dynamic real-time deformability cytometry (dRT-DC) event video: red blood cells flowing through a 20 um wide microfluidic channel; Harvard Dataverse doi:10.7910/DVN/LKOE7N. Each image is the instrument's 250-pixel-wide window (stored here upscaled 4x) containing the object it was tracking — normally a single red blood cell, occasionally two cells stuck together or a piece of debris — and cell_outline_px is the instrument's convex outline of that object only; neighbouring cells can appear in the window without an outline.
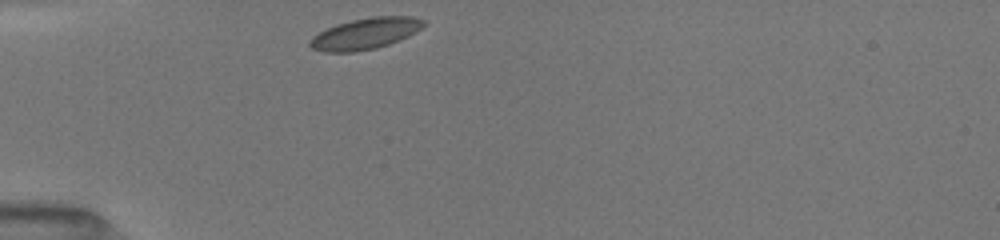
{"species": "common noctule bat (a hibernating species)", "species_latin": "Nyctalus noctula", "temperature_condition": "room temperature", "stored_images_in_passage": 30, "camera_frame_rate_fps": 3000, "um_per_image_px": 0.085, "animal": {"sex": "female", "body_mass_g": 19.5, "forearm_length_mm": 54.1}, "frame": {"image": 1, "passage_image": 1, "time_ms": 0.0, "image_size_px": [1000, 240], "cell_outline_px": [[428, 24], [408, 36], [388, 44], [376, 48], [352, 52], [324, 52], [312, 48], [308, 44], [308, 40], [312, 36], [336, 24], [352, 20], [372, 16], [412, 16], [428, 20]], "centroid_in_image_um": [31.08, 2.84], "position_along_channel_um": 53.9, "area_um2": 20.81}}
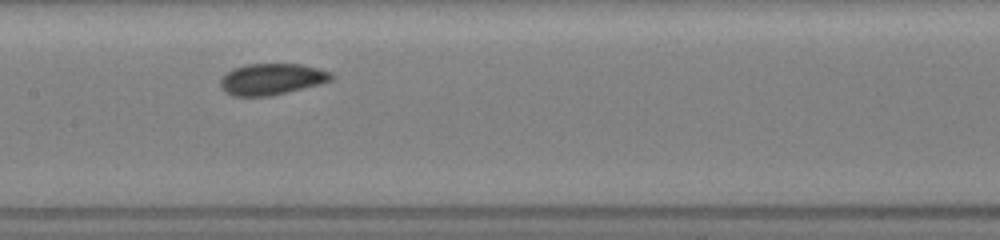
{"frame": {"image": 2, "passage_image": 12, "time_ms": 3.667, "image_size_px": [1000, 240], "cell_outline_px": [[332, 80], [320, 84], [268, 96], [232, 96], [224, 92], [220, 88], [220, 80], [232, 68], [244, 64], [300, 64], [332, 72]], "centroid_in_image_um": [23.05, 6.72], "position_along_channel_um": 184.3, "area_um2": 20.17}}
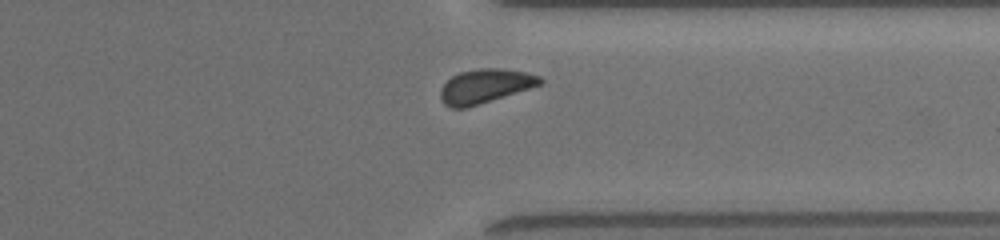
{"frame": {"image": 3, "passage_image": 26, "time_ms": 8.333, "image_size_px": [1000, 240], "cell_outline_px": [[544, 84], [468, 108], [452, 108], [444, 104], [440, 100], [440, 88], [452, 76], [460, 72], [480, 68], [504, 68], [524, 72], [540, 76], [544, 80]], "centroid_in_image_um": [41.25, 7.33], "position_along_channel_um": 370.2, "area_um2": 20.06}, "authors_computed_cell_mechanics": {"area_um2": 20.0277, "velocity_mm_per_s": 3.9783, "shape_relaxation_time_tau1_ms": 1.9957, "shape_relaxation_time_tau2_ms": null, "deformation_change_tau1": 0.0443, "deformation_change_tau2": null}}